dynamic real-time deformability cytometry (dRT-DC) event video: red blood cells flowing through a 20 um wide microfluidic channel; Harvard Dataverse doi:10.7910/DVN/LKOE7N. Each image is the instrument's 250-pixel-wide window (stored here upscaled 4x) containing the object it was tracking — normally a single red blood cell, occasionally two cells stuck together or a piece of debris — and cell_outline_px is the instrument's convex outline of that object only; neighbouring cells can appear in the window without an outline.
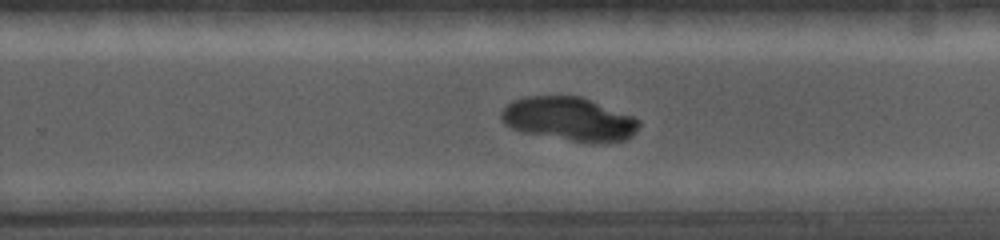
{"species": "common noctule bat (a hibernating species)", "species_latin": "Nyctalus noctula", "temperature_condition": "cold", "stored_images_in_passage": 30, "camera_frame_rate_fps": 5000, "um_per_image_px": 0.085, "animal": {"sex": "female", "body_mass_g": 19.0, "forearm_length_mm": 56.7}, "frame": {"image": 1, "passage_image": 21, "time_ms": 8.4, "image_size_px": [1000, 240], "cell_outline_px": [[640, 124], [636, 132], [632, 136], [624, 140], [604, 144], [596, 144], [524, 132], [512, 128], [504, 124], [500, 120], [500, 112], [512, 100], [524, 96], [580, 96], [632, 116], [640, 120]], "centroid_in_image_um": [48.38, 10.12], "position_along_channel_um": 281.4, "area_um2": 35.08}}
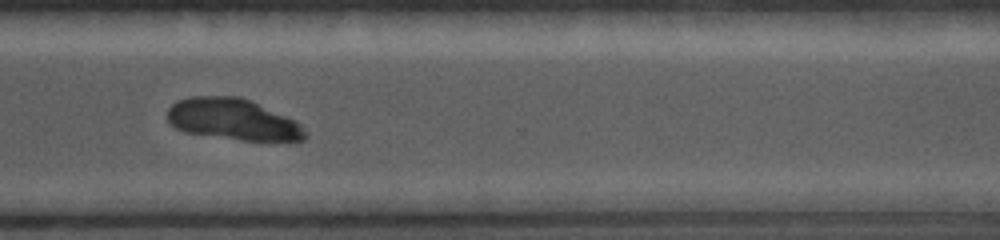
{"frame": {"image": 2, "passage_image": 25, "time_ms": 10.0, "image_size_px": [1000, 240], "cell_outline_px": [[308, 136], [304, 140], [240, 140], [184, 132], [176, 128], [168, 120], [168, 108], [176, 100], [188, 96], [240, 96], [252, 100], [296, 120], [304, 128]], "centroid_in_image_um": [19.8, 10.13], "position_along_channel_um": 350.8, "area_um2": 33.41}}
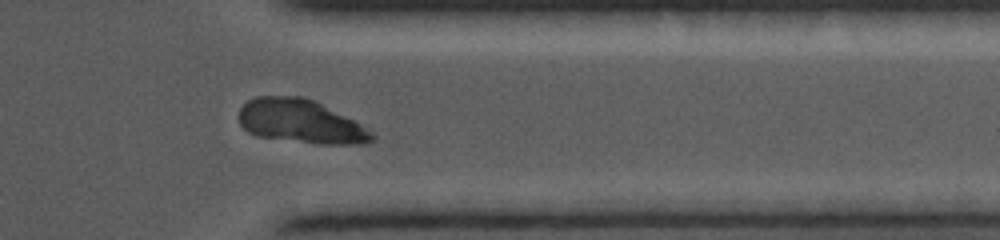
{"frame": {"image": 3, "passage_image": 27, "time_ms": 10.8, "image_size_px": [1000, 240], "cell_outline_px": [[376, 136], [372, 140], [364, 144], [316, 144], [256, 136], [248, 132], [240, 124], [240, 108], [248, 100], [256, 96], [304, 96], [316, 100], [360, 124], [372, 132]], "centroid_in_image_um": [25.55, 10.32], "position_along_channel_um": 385.8, "area_um2": 33.93}}